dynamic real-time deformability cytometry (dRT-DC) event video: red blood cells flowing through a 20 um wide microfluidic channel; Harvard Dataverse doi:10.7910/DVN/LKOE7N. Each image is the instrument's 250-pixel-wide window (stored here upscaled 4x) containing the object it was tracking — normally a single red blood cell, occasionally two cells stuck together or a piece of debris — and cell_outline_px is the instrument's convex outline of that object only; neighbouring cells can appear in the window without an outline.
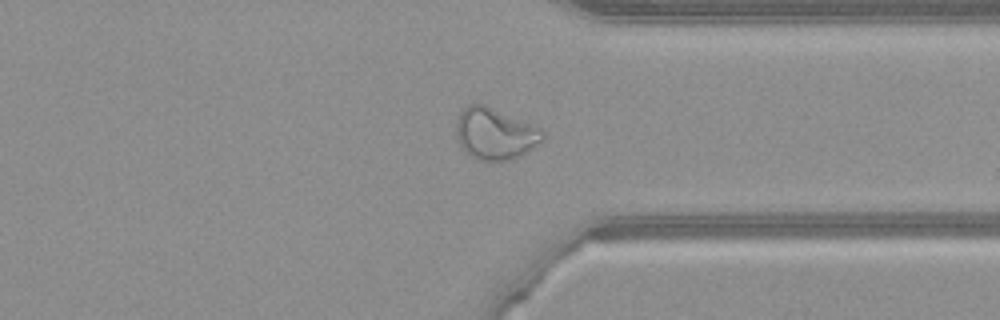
{"species": "common noctule bat (a hibernating species)", "species_latin": "Nyctalus noctula", "temperature_condition": "warm", "stored_images_in_passage": 37, "camera_frame_rate_fps": 3000, "um_per_image_px": 0.085, "animal": {"sex": "female", "body_mass_g": 21.9}, "frame": {"image": 1, "passage_image": 24, "time_ms": 7.667, "image_size_px": [1000, 320], "cell_outline_px": [[544, 140], [520, 156], [508, 160], [480, 160], [468, 156], [460, 144], [456, 136], [456, 120], [460, 112], [468, 104], [484, 104], [540, 128], [544, 132]], "centroid_in_image_um": [42.05, 11.37], "position_along_channel_um": 369.3, "area_um2": 25.84}}
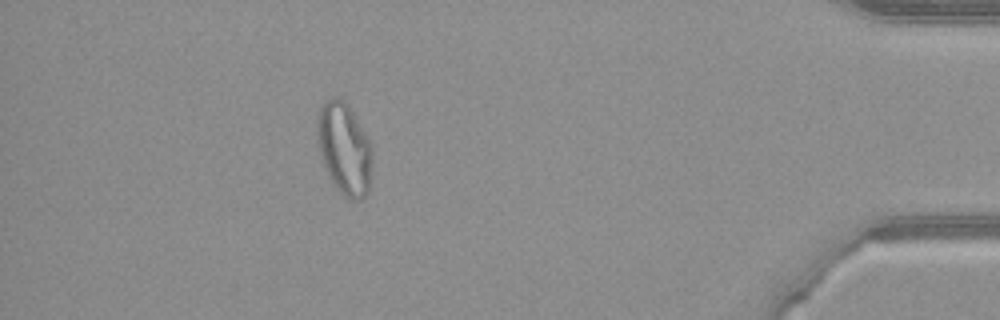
{"frame": {"image": 2, "passage_image": 31, "time_ms": 10.0, "image_size_px": [1000, 320], "cell_outline_px": [[372, 160], [368, 192], [360, 200], [356, 200], [344, 196], [332, 184], [324, 168], [316, 144], [316, 116], [324, 100], [336, 96], [344, 100], [348, 104], [368, 140], [372, 148]], "centroid_in_image_um": [29.21, 12.62], "position_along_channel_um": 406.0, "area_um2": 29.88}}